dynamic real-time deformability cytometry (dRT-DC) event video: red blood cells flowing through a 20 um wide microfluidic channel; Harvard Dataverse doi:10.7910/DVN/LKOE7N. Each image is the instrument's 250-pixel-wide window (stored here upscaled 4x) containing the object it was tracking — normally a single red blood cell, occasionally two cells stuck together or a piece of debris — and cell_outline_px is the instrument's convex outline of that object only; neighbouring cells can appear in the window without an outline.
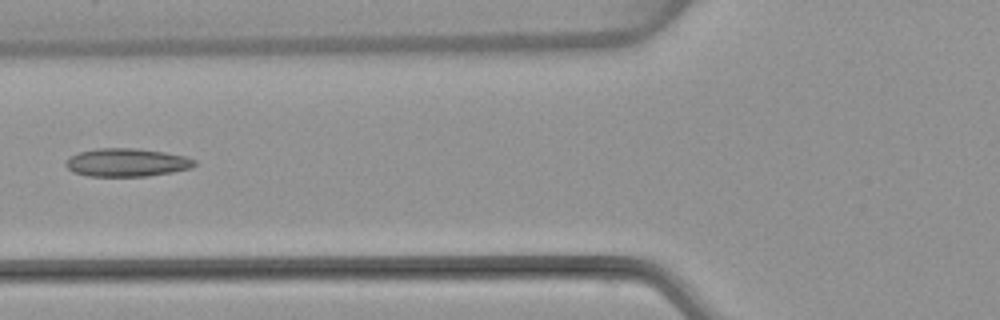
{"species": "common noctule bat (a hibernating species)", "species_latin": "Nyctalus noctula", "temperature_condition": "warm", "stored_images_in_passage": 6, "camera_frame_rate_fps": 3000, "um_per_image_px": 0.085, "animal": {"sex": "female", "body_mass_g": 22.7, "forearm_length_mm": 54.2}, "frame": {"image": 1, "passage_image": 6, "time_ms": 6.333, "image_size_px": [1000, 320], "cell_outline_px": [[196, 164], [192, 168], [172, 172], [148, 176], [88, 176], [72, 172], [64, 164], [64, 160], [80, 152], [96, 148], [136, 148], [164, 152], [184, 156], [196, 160]], "centroid_in_image_um": [10.76, 13.81], "position_along_channel_um": 115.0, "area_um2": 21.21}}